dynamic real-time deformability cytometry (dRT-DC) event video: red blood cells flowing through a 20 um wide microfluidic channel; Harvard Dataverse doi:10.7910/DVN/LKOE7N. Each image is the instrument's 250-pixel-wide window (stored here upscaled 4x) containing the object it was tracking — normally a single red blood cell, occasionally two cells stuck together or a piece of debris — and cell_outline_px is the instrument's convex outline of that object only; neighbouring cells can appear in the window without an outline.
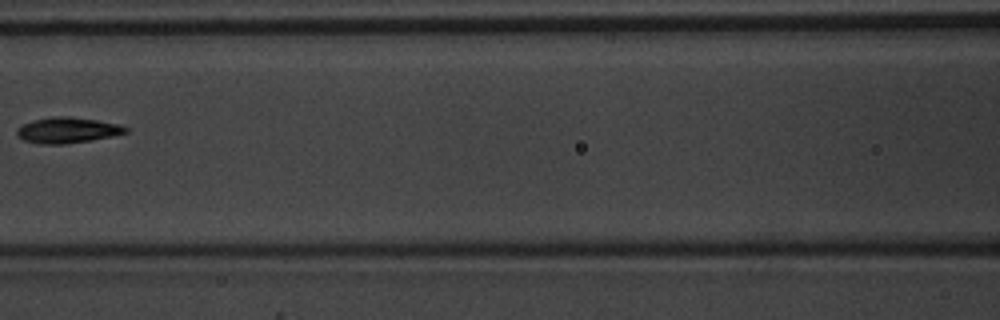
{"species": "common noctule bat (a hibernating species)", "species_latin": "Nyctalus noctula", "temperature_condition": "warm", "stored_images_in_passage": 5, "camera_frame_rate_fps": 3000, "um_per_image_px": 0.085, "animal": {"sex": "male", "body_mass_g": 20.1, "forearm_length_mm": 53.5}, "frame": {"image": 1, "passage_image": 4, "time_ms": 1.0, "image_size_px": [1000, 320], "cell_outline_px": [[128, 132], [112, 136], [92, 140], [64, 144], [40, 144], [24, 140], [16, 136], [16, 128], [32, 120], [52, 116], [68, 116], [96, 120], [120, 124], [128, 128]], "centroid_in_image_um": [5.71, 11.06], "position_along_channel_um": 160.9, "area_um2": 16.42}}
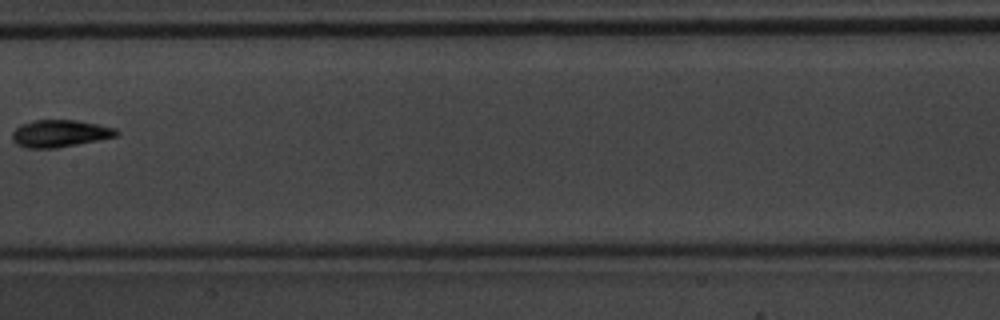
{"frame": {"image": 2, "passage_image": 5, "time_ms": 1.333, "image_size_px": [1000, 320], "cell_outline_px": [[120, 132], [116, 136], [56, 148], [28, 148], [16, 144], [12, 140], [12, 132], [20, 124], [32, 120], [76, 120], [116, 128]], "centroid_in_image_um": [5.05, 11.34], "position_along_channel_um": 202.4, "area_um2": 16.42}}